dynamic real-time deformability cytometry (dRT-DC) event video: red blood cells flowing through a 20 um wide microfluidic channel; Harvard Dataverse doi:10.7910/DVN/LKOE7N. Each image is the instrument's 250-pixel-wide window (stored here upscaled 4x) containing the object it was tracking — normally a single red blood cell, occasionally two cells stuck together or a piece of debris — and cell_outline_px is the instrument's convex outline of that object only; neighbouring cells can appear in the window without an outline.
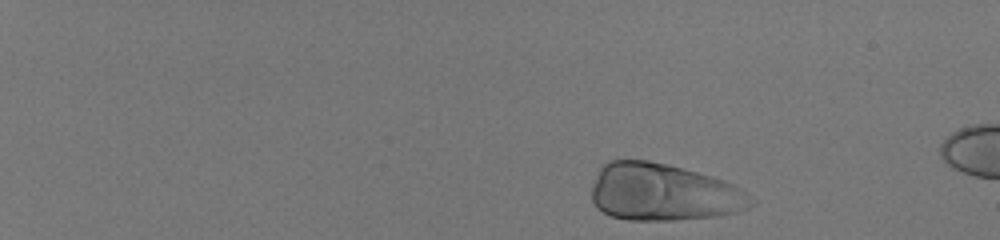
{"species": "human", "species_latin": "Homo sapiens", "temperature_condition": "room temperature", "stored_images_in_passage": 45, "camera_frame_rate_fps": 3000, "um_per_image_px": 0.085, "donor": {"sex": "male"}, "frame": {"image": 1, "passage_image": 3, "time_ms": 0.667, "image_size_px": [1000, 240], "cell_outline_px": [[756, 204], [740, 212], [720, 216], [672, 220], [628, 220], [612, 216], [604, 212], [592, 200], [592, 188], [596, 176], [600, 168], [608, 160], [648, 160], [668, 164], [712, 176], [724, 180], [740, 188], [756, 200]], "centroid_in_image_um": [56.44, 16.35], "position_along_channel_um": 28.6, "area_um2": 53.41}}
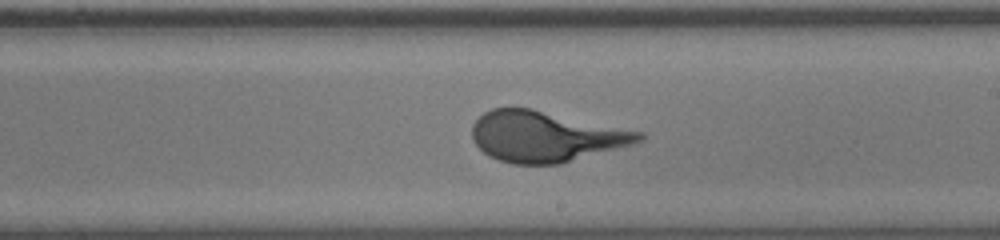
{"frame": {"image": 2, "passage_image": 31, "time_ms": 10.0, "image_size_px": [1000, 240], "cell_outline_px": [[644, 140], [632, 144], [560, 164], [512, 164], [488, 156], [472, 140], [472, 124], [484, 112], [492, 108], [532, 108], [644, 132]], "centroid_in_image_um": [46.36, 11.59], "position_along_channel_um": 242.6, "area_um2": 49.25}}
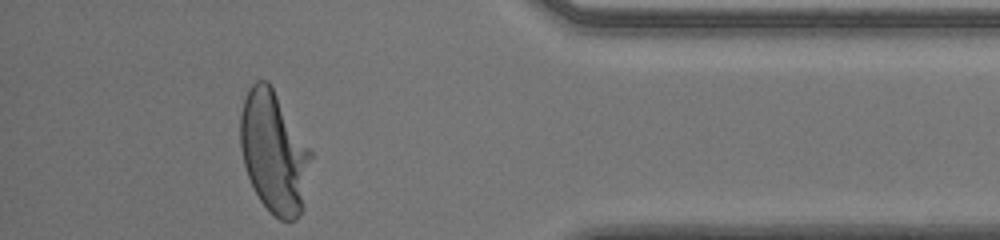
{"frame": {"image": 3, "passage_image": 45, "time_ms": 14.667, "image_size_px": [1000, 240], "cell_outline_px": [[312, 156], [304, 208], [300, 216], [296, 220], [280, 220], [260, 200], [248, 176], [244, 164], [240, 148], [240, 112], [244, 96], [248, 88], [256, 80], [268, 80], [312, 152]], "centroid_in_image_um": [23.29, 12.93], "position_along_channel_um": 411.9, "area_um2": 50.11}}